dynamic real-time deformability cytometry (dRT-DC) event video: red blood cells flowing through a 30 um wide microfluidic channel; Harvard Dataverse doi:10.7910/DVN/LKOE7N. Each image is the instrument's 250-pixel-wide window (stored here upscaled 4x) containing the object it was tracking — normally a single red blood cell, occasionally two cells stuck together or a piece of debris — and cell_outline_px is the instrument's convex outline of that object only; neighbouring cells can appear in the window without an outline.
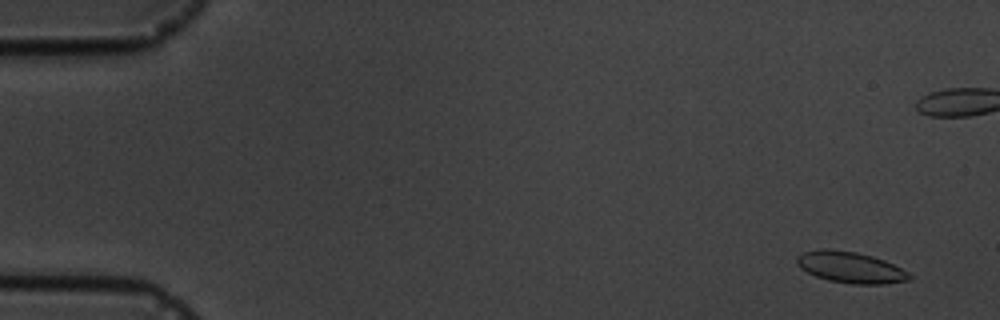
{"species": "common noctule bat (a hibernating species)", "species_latin": "Nyctalus noctula", "temperature_condition": "cold", "stored_images_in_passage": 6, "camera_frame_rate_fps": 3000, "um_per_image_px": 0.085, "animal": {"sex": "male", "body_mass_g": 19.5, "forearm_length_mm": 54.6}, "frame": {"image": 1, "passage_image": 1, "time_ms": 0.0, "image_size_px": [1000, 320], "cell_outline_px": [[912, 276], [908, 280], [884, 284], [852, 284], [828, 280], [816, 276], [800, 268], [796, 264], [796, 256], [804, 252], [820, 248], [828, 248], [856, 252], [872, 256], [884, 260], [908, 272]], "centroid_in_image_um": [72.25, 22.71], "position_along_channel_um": 12.8, "area_um2": 20.46}}
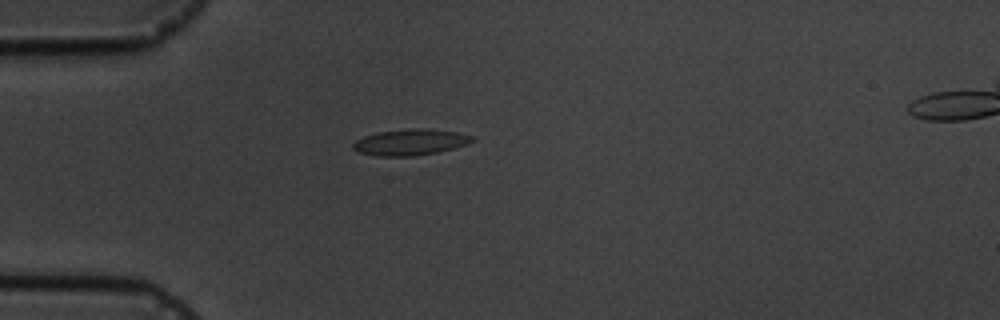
{"frame": {"image": 2, "passage_image": 6, "time_ms": 5.667, "image_size_px": [1000, 320], "cell_outline_px": [[472, 140], [468, 144], [436, 152], [412, 156], [376, 156], [360, 152], [352, 148], [352, 144], [356, 140], [364, 136], [376, 132], [412, 128], [424, 128], [456, 132], [472, 136]], "centroid_in_image_um": [34.82, 12.08], "position_along_channel_um": 50.2, "area_um2": 17.92}}